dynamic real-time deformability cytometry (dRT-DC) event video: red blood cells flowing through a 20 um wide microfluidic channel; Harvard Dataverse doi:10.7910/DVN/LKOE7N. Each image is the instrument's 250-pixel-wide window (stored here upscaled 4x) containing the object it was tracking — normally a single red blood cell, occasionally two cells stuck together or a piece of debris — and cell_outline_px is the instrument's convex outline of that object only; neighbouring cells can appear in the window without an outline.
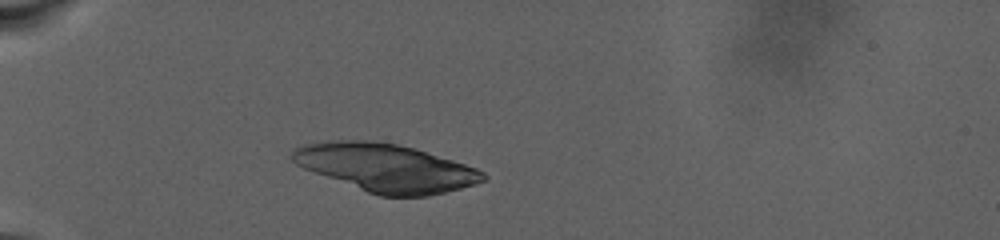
{"species": "human", "species_latin": "Homo sapiens", "temperature_condition": "warm", "stored_images_in_passage": 59, "camera_frame_rate_fps": 3000, "um_per_image_px": 0.085, "donor": {"sex": "male"}, "frame": {"image": 1, "passage_image": 1, "time_ms": 0.0, "image_size_px": [1000, 240], "cell_outline_px": [[488, 176], [484, 180], [476, 184], [428, 196], [380, 196], [368, 192], [304, 168], [296, 164], [288, 156], [300, 144], [332, 140], [368, 140], [396, 144], [412, 148], [452, 160], [476, 168], [484, 172]], "centroid_in_image_um": [32.77, 14.25], "position_along_channel_um": 52.2, "area_um2": 52.77}}
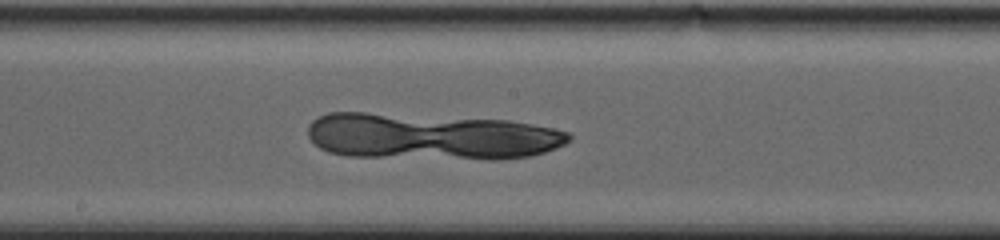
{"frame": {"image": 2, "passage_image": 24, "time_ms": 7.667, "image_size_px": [1000, 240], "cell_outline_px": [[572, 140], [556, 148], [544, 152], [528, 156], [500, 160], [492, 160], [348, 156], [328, 152], [320, 148], [308, 136], [308, 124], [312, 120], [328, 112], [364, 112], [508, 120], [556, 128], [568, 132], [572, 136]], "centroid_in_image_um": [36.64, 11.61], "position_along_channel_um": 211.6, "area_um2": 71.38}}
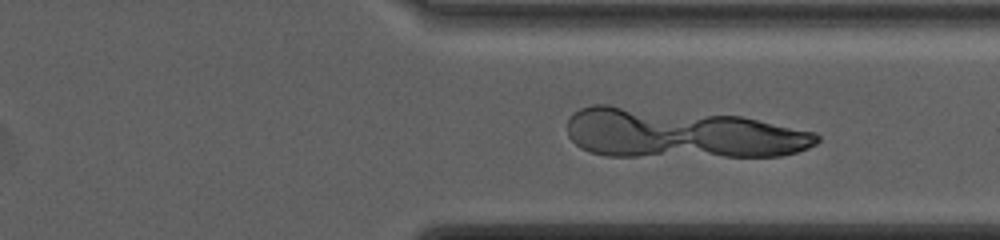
{"frame": {"image": 3, "passage_image": 41, "time_ms": 13.333, "image_size_px": [1000, 240], "cell_outline_px": [[820, 140], [816, 144], [808, 148], [796, 152], [780, 156], [608, 156], [588, 152], [580, 148], [568, 136], [568, 120], [572, 112], [580, 108], [592, 104], [608, 104], [740, 116], [816, 132], [820, 136]], "centroid_in_image_um": [57.85, 11.34], "position_along_channel_um": 353.6, "area_um2": 72.65}}